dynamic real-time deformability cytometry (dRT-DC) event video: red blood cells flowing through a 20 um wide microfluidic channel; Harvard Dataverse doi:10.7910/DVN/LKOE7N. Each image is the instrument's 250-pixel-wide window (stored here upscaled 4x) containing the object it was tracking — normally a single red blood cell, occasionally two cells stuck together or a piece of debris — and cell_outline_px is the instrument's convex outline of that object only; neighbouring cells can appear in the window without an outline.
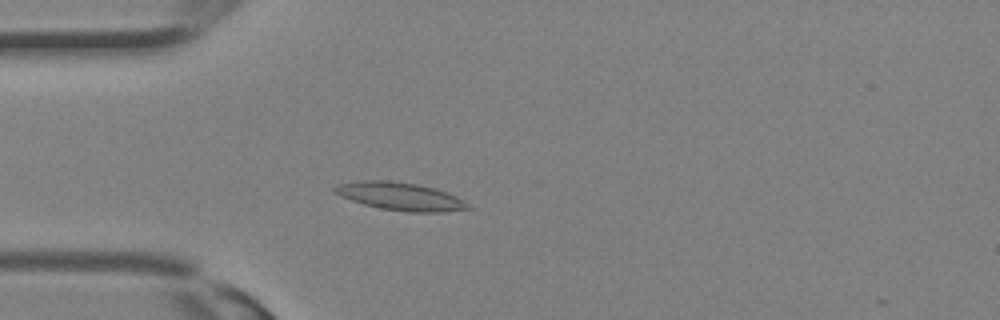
{"species": "Egyptian fruit bat (a non-hibernating species)", "species_latin": "Rousettus aegyptiacus", "temperature_condition": "room temperature", "stored_images_in_passage": 31, "camera_frame_rate_fps": 3000, "um_per_image_px": 0.085, "animal": {"sex": "female"}, "frame": {"image": 1, "passage_image": 9, "time_ms": 2.667, "image_size_px": [1000, 320], "cell_outline_px": [[472, 208], [444, 212], [408, 212], [380, 208], [364, 204], [340, 196], [332, 192], [332, 188], [336, 184], [360, 180], [388, 180], [416, 184], [436, 188], [456, 196], [468, 204]], "centroid_in_image_um": [33.98, 16.68], "position_along_channel_um": 51.0, "area_um2": 21.73}}
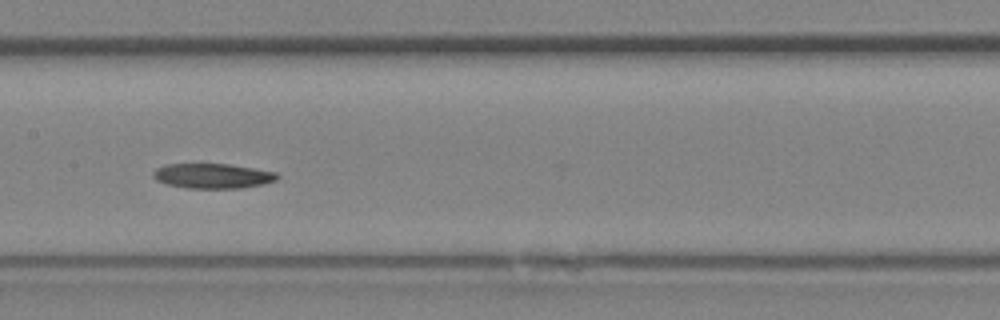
{"frame": {"image": 2, "passage_image": 16, "time_ms": 5.0, "image_size_px": [1000, 320], "cell_outline_px": [[280, 176], [276, 180], [264, 184], [240, 188], [188, 188], [168, 184], [156, 180], [152, 176], [152, 172], [156, 168], [164, 164], [228, 164], [276, 172]], "centroid_in_image_um": [18.06, 14.95], "position_along_channel_um": 189.3, "area_um2": 17.98}}
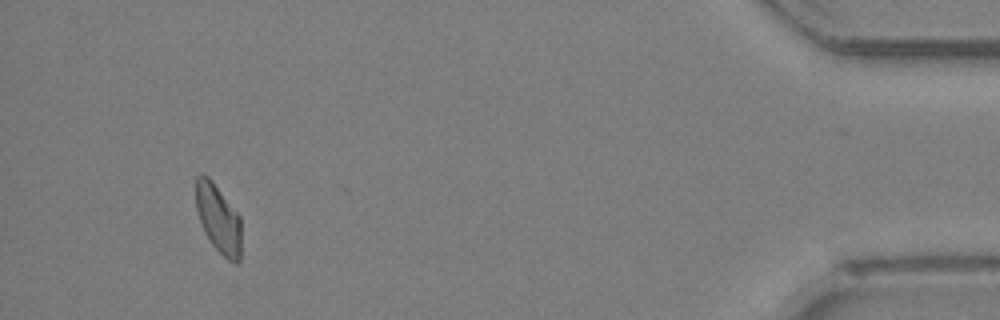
{"frame": {"image": 3, "passage_image": 30, "time_ms": 9.667, "image_size_px": [1000, 320], "cell_outline_px": [[240, 260], [236, 264], [228, 260], [212, 244], [204, 232], [196, 208], [196, 176], [208, 176], [212, 180], [240, 216]], "centroid_in_image_um": [18.56, 18.6], "position_along_channel_um": 416.6, "area_um2": 17.86}}